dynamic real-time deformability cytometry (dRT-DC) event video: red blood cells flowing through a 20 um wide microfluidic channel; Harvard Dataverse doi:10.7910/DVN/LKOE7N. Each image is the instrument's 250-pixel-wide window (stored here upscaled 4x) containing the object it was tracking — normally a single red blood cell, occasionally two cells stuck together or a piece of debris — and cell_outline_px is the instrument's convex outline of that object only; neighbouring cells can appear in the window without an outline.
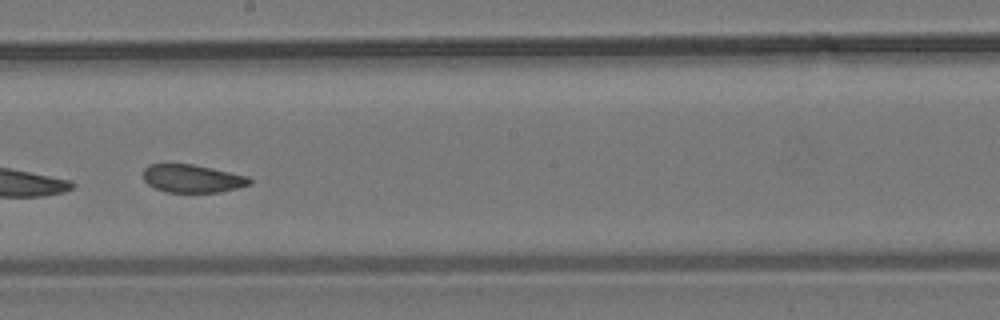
{"species": "common noctule bat (a hibernating species)", "species_latin": "Nyctalus noctula", "temperature_condition": "room temperature", "stored_images_in_passage": 12, "camera_frame_rate_fps": 3000, "um_per_image_px": 0.085, "animal": {"sex": "male", "body_mass_g": 19.2, "forearm_length_mm": 51.8}, "frame": {"image": 1, "passage_image": 7, "time_ms": 8.333, "image_size_px": [1000, 320], "cell_outline_px": [[252, 184], [220, 192], [168, 192], [152, 188], [144, 180], [144, 168], [148, 164], [192, 164], [248, 176], [252, 180]], "centroid_in_image_um": [16.33, 15.18], "position_along_channel_um": 231.9, "area_um2": 17.34}}
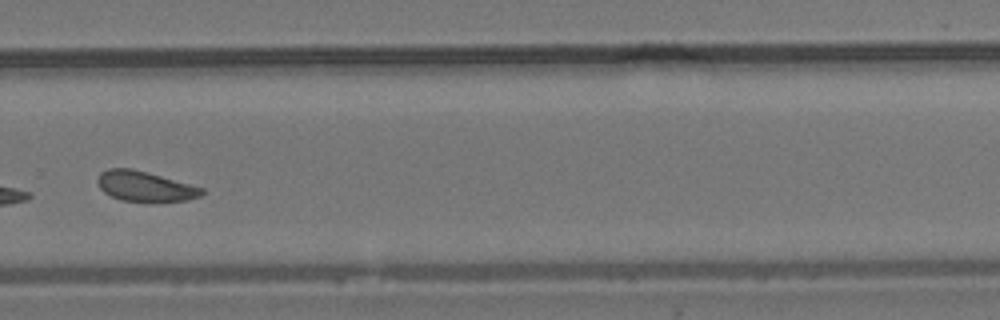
{"frame": {"image": 2, "passage_image": 9, "time_ms": 10.667, "image_size_px": [1000, 320], "cell_outline_px": [[204, 192], [200, 196], [188, 200], [152, 204], [148, 204], [120, 200], [104, 192], [100, 188], [96, 180], [100, 172], [108, 168], [132, 168], [204, 188]], "centroid_in_image_um": [12.32, 15.88], "position_along_channel_um": 317.5, "area_um2": 18.9}}
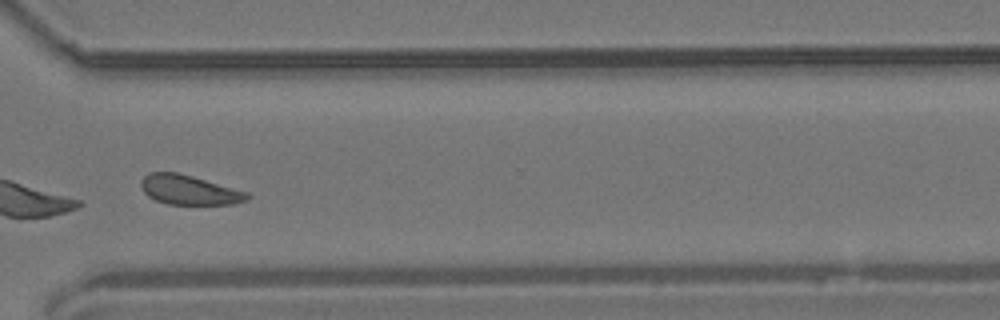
{"frame": {"image": 3, "passage_image": 10, "time_ms": 11.667, "image_size_px": [1000, 320], "cell_outline_px": [[252, 196], [248, 200], [232, 204], [168, 204], [156, 200], [148, 196], [144, 192], [140, 184], [140, 180], [148, 172], [176, 172], [192, 176], [248, 192]], "centroid_in_image_um": [16.08, 16.14], "position_along_channel_um": 354.5, "area_um2": 18.26}, "authors_computed_cell_mechanics": {"area_um2": 18.7272, "velocity_mm_per_s": 3.6692, "shape_relaxation_time_tau1_ms": null, "shape_relaxation_time_tau2_ms": 4.2928, "deformation_change_tau1": null, "deformation_change_tau2": 0.071}}